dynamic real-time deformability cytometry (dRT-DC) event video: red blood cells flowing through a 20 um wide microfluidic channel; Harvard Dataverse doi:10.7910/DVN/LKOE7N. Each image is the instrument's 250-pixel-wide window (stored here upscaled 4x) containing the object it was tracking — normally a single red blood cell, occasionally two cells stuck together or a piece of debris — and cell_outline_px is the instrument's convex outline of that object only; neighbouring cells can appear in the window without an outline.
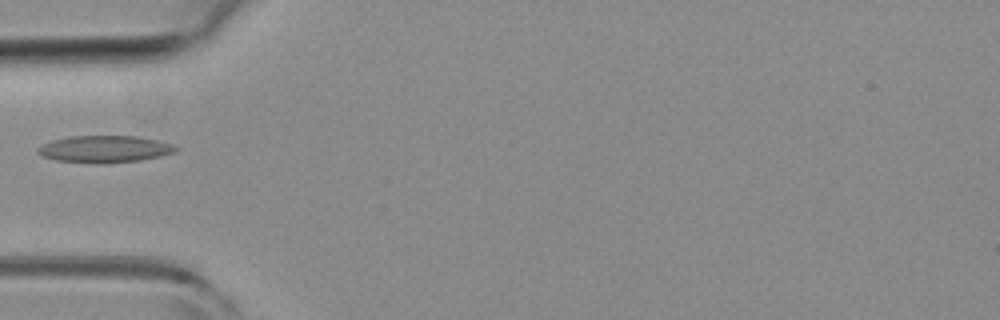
{"species": "common noctule bat (a hibernating species)", "species_latin": "Nyctalus noctula", "temperature_condition": "room temperature", "stored_images_in_passage": 6, "camera_frame_rate_fps": 3000, "um_per_image_px": 0.085, "animal": {"sex": "female", "body_mass_g": 19.3, "forearm_length_mm": 54.1}, "frame": {"image": 1, "passage_image": 4, "time_ms": 1.0, "image_size_px": [1000, 320], "cell_outline_px": [[180, 148], [176, 152], [160, 156], [140, 160], [104, 164], [96, 164], [56, 160], [40, 156], [36, 152], [36, 148], [52, 140], [68, 136], [136, 136], [156, 140], [172, 144]], "centroid_in_image_um": [8.87, 12.68], "position_along_channel_um": 76.1, "area_um2": 21.91}}
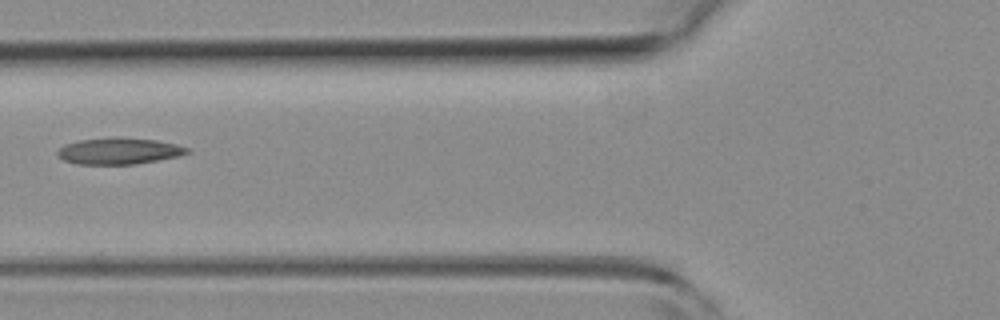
{"frame": {"image": 2, "passage_image": 5, "time_ms": 1.333, "image_size_px": [1000, 320], "cell_outline_px": [[192, 152], [180, 156], [136, 164], [76, 164], [64, 160], [56, 156], [56, 152], [64, 144], [80, 140], [112, 136], [116, 136], [156, 140], [176, 144], [188, 148]], "centroid_in_image_um": [10.11, 12.83], "position_along_channel_um": 115.7, "area_um2": 20.29}}
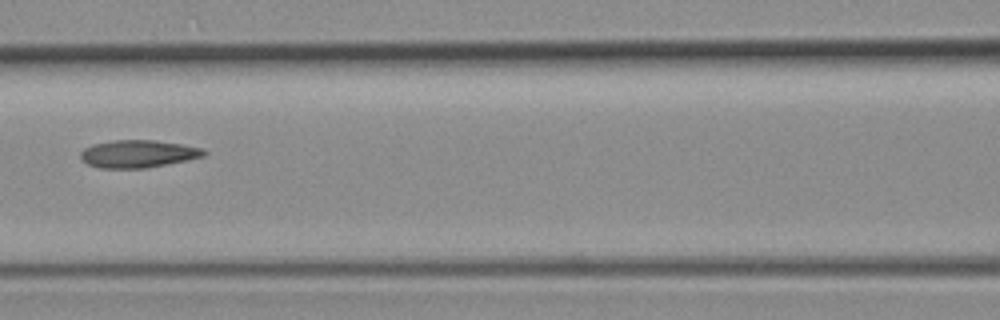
{"frame": {"image": 3, "passage_image": 6, "time_ms": 1.667, "image_size_px": [1000, 320], "cell_outline_px": [[208, 152], [204, 156], [148, 168], [100, 168], [88, 164], [80, 160], [80, 152], [84, 148], [92, 144], [112, 140], [156, 140], [204, 148]], "centroid_in_image_um": [11.71, 13.07], "position_along_channel_um": 154.9, "area_um2": 19.94}}